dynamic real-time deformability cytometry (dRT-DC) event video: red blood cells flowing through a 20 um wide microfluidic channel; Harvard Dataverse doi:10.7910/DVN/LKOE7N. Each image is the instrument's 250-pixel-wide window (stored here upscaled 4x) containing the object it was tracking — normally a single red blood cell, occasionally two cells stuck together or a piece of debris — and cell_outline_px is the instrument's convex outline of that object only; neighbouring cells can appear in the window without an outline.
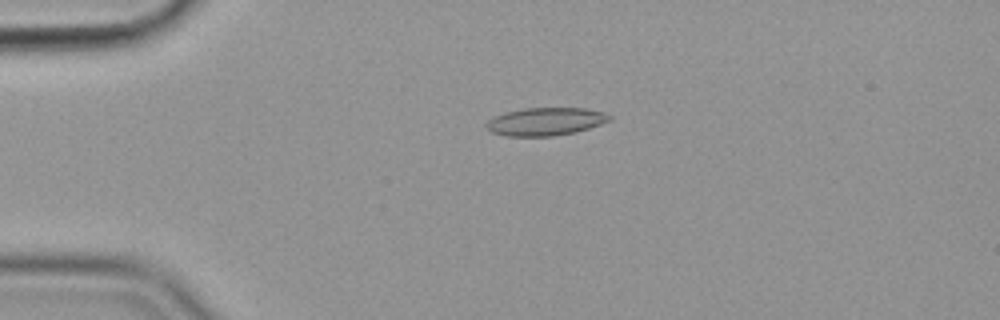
{"species": "common noctule bat (a hibernating species)", "species_latin": "Nyctalus noctula", "temperature_condition": "cold", "stored_images_in_passage": 56, "camera_frame_rate_fps": 3000, "um_per_image_px": 0.085, "animal": {"sex": "female", "body_mass_g": 19.9}, "frame": {"image": 1, "passage_image": 13, "time_ms": 4.0, "image_size_px": [1000, 320], "cell_outline_px": [[612, 120], [576, 132], [552, 136], [508, 136], [492, 132], [484, 124], [492, 116], [504, 112], [524, 108], [584, 108], [604, 112], [612, 116]], "centroid_in_image_um": [46.36, 10.32], "position_along_channel_um": 38.6, "area_um2": 20.11}}
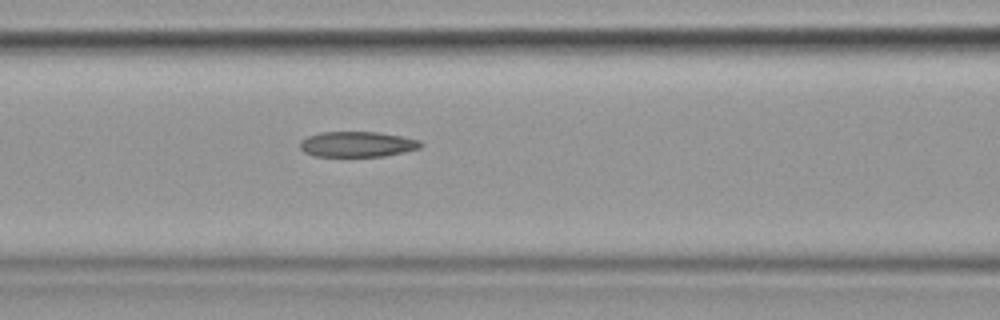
{"frame": {"image": 2, "passage_image": 24, "time_ms": 7.667, "image_size_px": [1000, 320], "cell_outline_px": [[424, 144], [420, 148], [404, 152], [384, 156], [316, 156], [304, 152], [300, 148], [300, 140], [308, 136], [320, 132], [376, 132], [400, 136], [420, 140]], "centroid_in_image_um": [30.37, 12.26], "position_along_channel_um": 136.2, "area_um2": 17.86}}
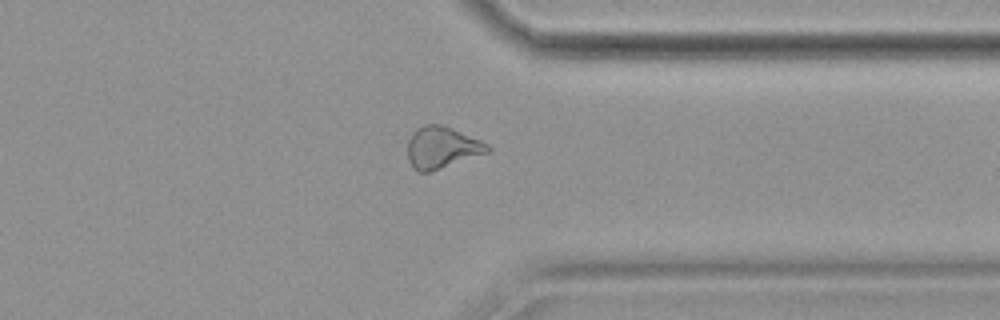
{"frame": {"image": 3, "passage_image": 44, "time_ms": 14.333, "image_size_px": [1000, 320], "cell_outline_px": [[492, 148], [488, 152], [428, 172], [416, 172], [412, 168], [408, 160], [408, 140], [412, 132], [416, 128], [424, 124], [444, 124], [480, 140], [488, 144]], "centroid_in_image_um": [37.52, 12.52], "position_along_channel_um": 373.9, "area_um2": 19.48}, "authors_computed_cell_mechanics": {"area_um2": 19.3341, "velocity_mm_per_s": 3.5958, "shape_relaxation_time_tau1_ms": null, "shape_relaxation_time_tau2_ms": 5.4221, "deformation_change_tau1": null, "deformation_change_tau2": 0.149}}